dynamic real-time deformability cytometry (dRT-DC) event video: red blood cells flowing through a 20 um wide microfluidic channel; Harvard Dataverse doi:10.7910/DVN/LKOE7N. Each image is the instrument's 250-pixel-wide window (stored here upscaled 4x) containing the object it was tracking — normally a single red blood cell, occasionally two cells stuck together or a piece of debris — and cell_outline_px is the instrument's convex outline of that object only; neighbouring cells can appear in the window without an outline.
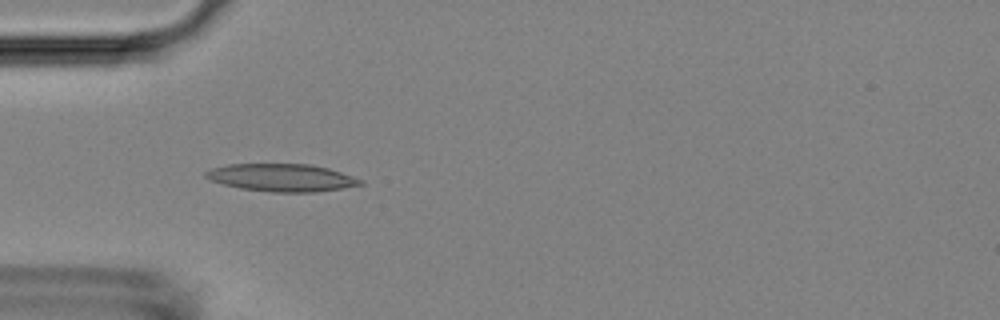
{"species": "Egyptian fruit bat (a non-hibernating species)", "species_latin": "Rousettus aegyptiacus", "temperature_condition": "room temperature", "stored_images_in_passage": 52, "camera_frame_rate_fps": 3000, "um_per_image_px": 0.085, "animal": {"sex": "female"}, "frame": {"image": 1, "passage_image": 15, "time_ms": 4.667, "image_size_px": [1000, 320], "cell_outline_px": [[364, 184], [344, 188], [316, 192], [272, 192], [240, 188], [224, 184], [212, 180], [204, 176], [204, 172], [208, 168], [228, 164], [312, 164], [328, 168], [364, 180]], "centroid_in_image_um": [23.95, 15.09], "position_along_channel_um": 61.1, "area_um2": 24.97}}
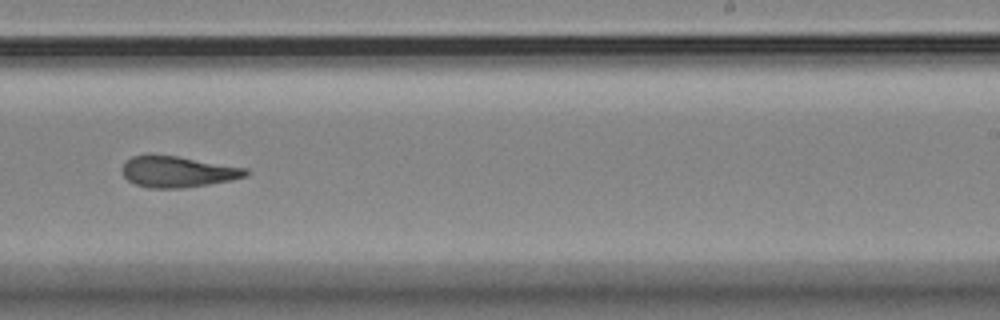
{"frame": {"image": 2, "passage_image": 32, "time_ms": 10.333, "image_size_px": [1000, 320], "cell_outline_px": [[248, 176], [232, 180], [184, 188], [148, 188], [136, 184], [128, 180], [120, 172], [120, 168], [132, 156], [148, 152], [176, 156], [248, 168]], "centroid_in_image_um": [15.06, 14.57], "position_along_channel_um": 273.9, "area_um2": 22.83}}
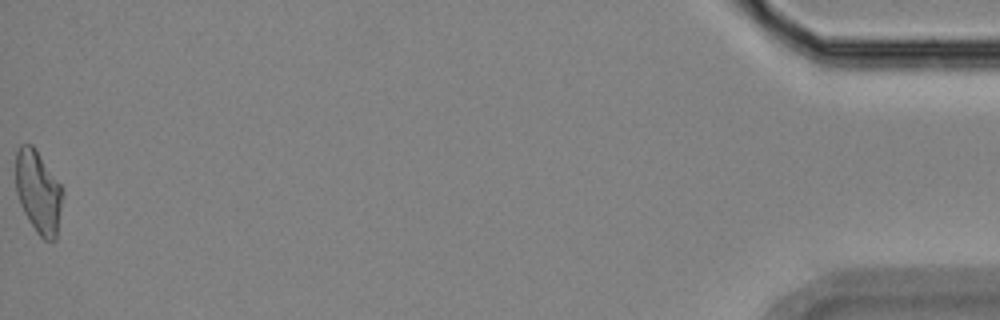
{"frame": {"image": 3, "passage_image": 52, "time_ms": 17.0, "image_size_px": [1000, 320], "cell_outline_px": [[64, 192], [56, 240], [44, 240], [36, 232], [28, 220], [20, 204], [16, 192], [16, 152], [20, 144], [32, 144], [60, 184]], "centroid_in_image_um": [3.26, 16.33], "position_along_channel_um": 431.9, "area_um2": 22.6}, "authors_computed_cell_mechanics": {"area_um2": 22.7732, "velocity_mm_per_s": 3.7831, "shape_relaxation_time_tau1_ms": null, "shape_relaxation_time_tau2_ms": 3.8306, "deformation_change_tau1": null, "deformation_change_tau2": 0.1388}}